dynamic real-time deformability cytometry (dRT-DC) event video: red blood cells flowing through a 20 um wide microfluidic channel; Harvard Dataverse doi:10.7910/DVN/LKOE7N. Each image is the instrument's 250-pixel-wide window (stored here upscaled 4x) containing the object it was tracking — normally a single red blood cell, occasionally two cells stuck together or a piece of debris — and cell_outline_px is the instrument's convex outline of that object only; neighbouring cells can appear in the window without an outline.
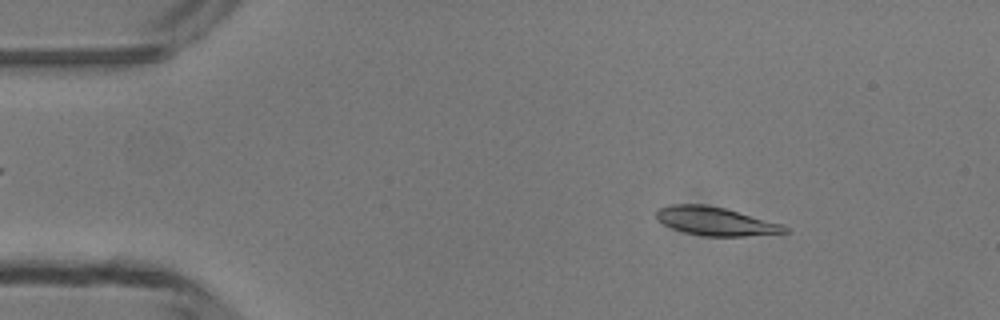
{"species": "common noctule bat (a hibernating species)", "species_latin": "Nyctalus noctula", "temperature_condition": "room temperature", "stored_images_in_passage": 47, "camera_frame_rate_fps": 3000, "um_per_image_px": 0.085, "animal": {"sex": "male", "body_mass_g": 13.3}, "frame": {"image": 1, "passage_image": 6, "time_ms": 1.667, "image_size_px": [1000, 320], "cell_outline_px": [[788, 232], [744, 236], [704, 236], [684, 232], [672, 228], [664, 224], [656, 216], [656, 212], [660, 208], [672, 204], [704, 204], [724, 208], [780, 224], [788, 228]], "centroid_in_image_um": [60.78, 18.81], "position_along_channel_um": 24.2, "area_um2": 20.81}}
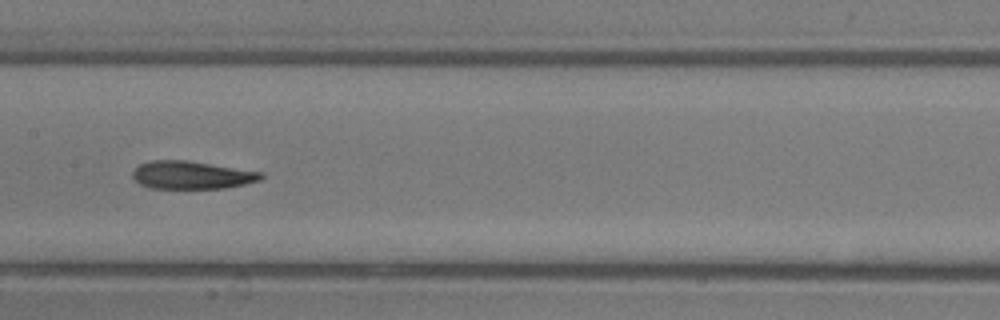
{"frame": {"image": 2, "passage_image": 23, "time_ms": 7.333, "image_size_px": [1000, 320], "cell_outline_px": [[264, 176], [260, 180], [244, 184], [224, 188], [152, 188], [140, 184], [132, 176], [132, 172], [140, 164], [152, 160], [188, 160], [264, 172]], "centroid_in_image_um": [16.32, 14.87], "position_along_channel_um": 191.1, "area_um2": 20.87}}
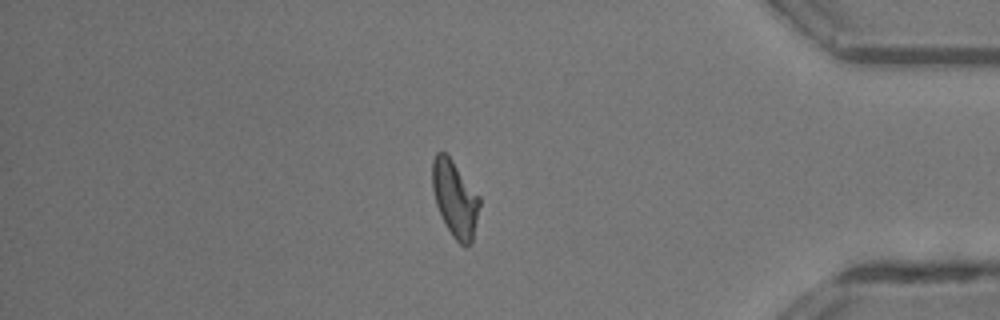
{"frame": {"image": 3, "passage_image": 40, "time_ms": 13.0, "image_size_px": [1000, 320], "cell_outline_px": [[480, 204], [472, 244], [464, 248], [452, 236], [436, 204], [432, 188], [432, 160], [436, 152], [444, 152], [452, 160], [480, 196]], "centroid_in_image_um": [38.68, 16.91], "position_along_channel_um": 396.5, "area_um2": 20.92}, "authors_computed_cell_mechanics": {"area_um2": 21.2126, "velocity_mm_per_s": 4.2306, "shape_relaxation_time_tau1_ms": null, "shape_relaxation_time_tau2_ms": 3.771, "deformation_change_tau1": null, "deformation_change_tau2": 0.1273}}